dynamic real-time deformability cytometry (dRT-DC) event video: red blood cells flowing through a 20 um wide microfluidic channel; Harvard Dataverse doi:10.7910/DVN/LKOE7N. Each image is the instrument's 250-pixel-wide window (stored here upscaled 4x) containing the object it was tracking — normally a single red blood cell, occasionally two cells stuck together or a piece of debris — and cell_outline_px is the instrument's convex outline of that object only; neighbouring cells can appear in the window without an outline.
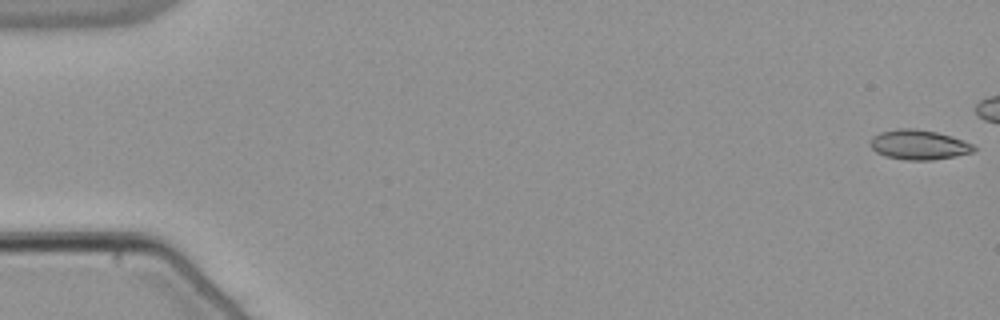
{"species": "common noctule bat (a hibernating species)", "species_latin": "Nyctalus noctula", "temperature_condition": "warm", "stored_images_in_passage": 44, "camera_frame_rate_fps": 3000, "um_per_image_px": 0.085, "animal": {"sex": "male", "body_mass_g": 21.5, "forearm_length_mm": 52.0}, "frame": {"image": 1, "passage_image": 1, "time_ms": 0.0, "image_size_px": [1000, 320], "cell_outline_px": [[976, 148], [972, 152], [956, 156], [932, 160], [908, 160], [884, 156], [876, 152], [868, 144], [868, 140], [872, 136], [880, 132], [900, 128], [912, 128], [936, 132], [972, 144]], "centroid_in_image_um": [78.02, 12.31], "position_along_channel_um": 7.0, "area_um2": 17.86}}
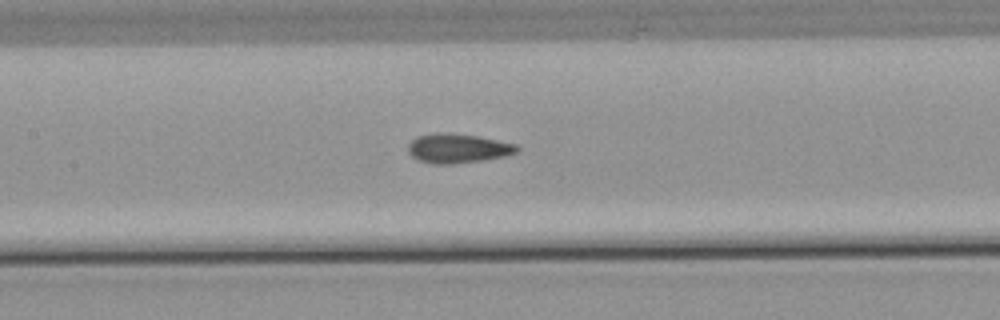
{"frame": {"image": 2, "passage_image": 26, "time_ms": 8.333, "image_size_px": [1000, 320], "cell_outline_px": [[520, 148], [516, 152], [504, 156], [480, 160], [452, 164], [432, 164], [420, 160], [412, 156], [408, 152], [408, 144], [416, 136], [432, 132], [444, 132], [476, 136], [516, 144]], "centroid_in_image_um": [38.86, 12.6], "position_along_channel_um": 168.5, "area_um2": 18.5}}
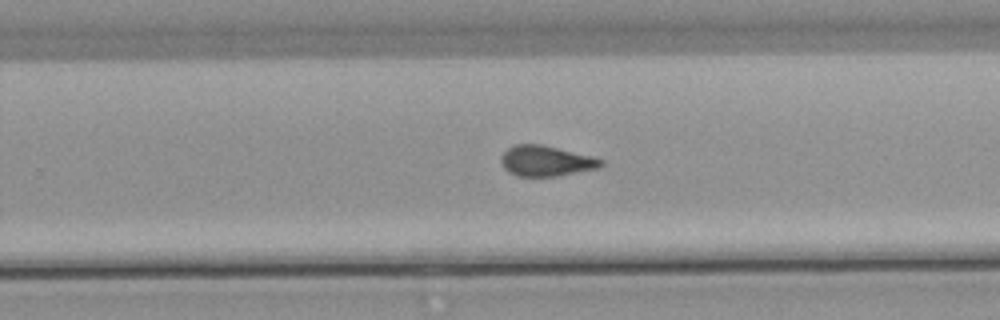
{"frame": {"image": 3, "passage_image": 35, "time_ms": 11.333, "image_size_px": [1000, 320], "cell_outline_px": [[604, 164], [600, 168], [556, 176], [516, 176], [508, 172], [504, 168], [500, 160], [500, 156], [512, 144], [540, 144], [592, 156], [604, 160]], "centroid_in_image_um": [46.4, 13.68], "position_along_channel_um": 283.4, "area_um2": 17.86}}